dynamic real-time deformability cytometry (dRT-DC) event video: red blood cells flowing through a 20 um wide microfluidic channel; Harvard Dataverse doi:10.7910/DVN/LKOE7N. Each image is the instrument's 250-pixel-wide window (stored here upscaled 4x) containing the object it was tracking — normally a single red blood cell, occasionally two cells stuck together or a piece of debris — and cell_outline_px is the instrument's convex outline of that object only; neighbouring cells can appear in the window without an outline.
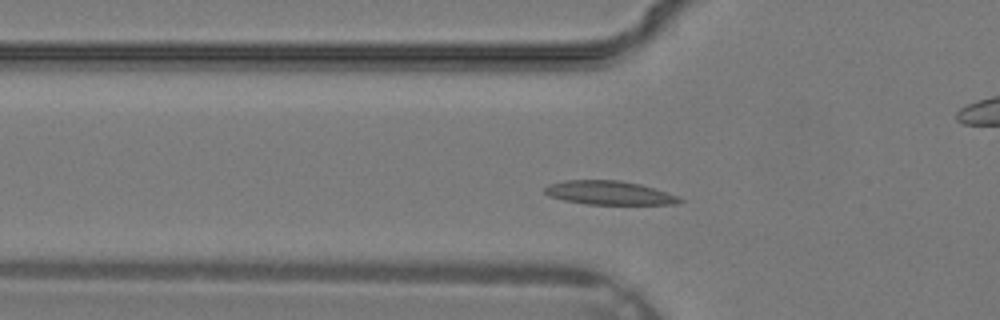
{"species": "common noctule bat (a hibernating species)", "species_latin": "Nyctalus noctula", "temperature_condition": "warm", "stored_images_in_passage": 32, "camera_frame_rate_fps": 3000, "um_per_image_px": 0.085, "animal": {"sex": "male", "body_mass_g": 19.2, "forearm_length_mm": 51.8}, "frame": {"image": 1, "passage_image": 7, "time_ms": 2.0, "image_size_px": [1000, 320], "cell_outline_px": [[684, 200], [676, 204], [588, 204], [564, 200], [548, 196], [544, 192], [544, 188], [548, 184], [564, 180], [620, 180], [640, 184], [676, 196]], "centroid_in_image_um": [51.71, 16.38], "position_along_channel_um": 74.1, "area_um2": 18.5}}
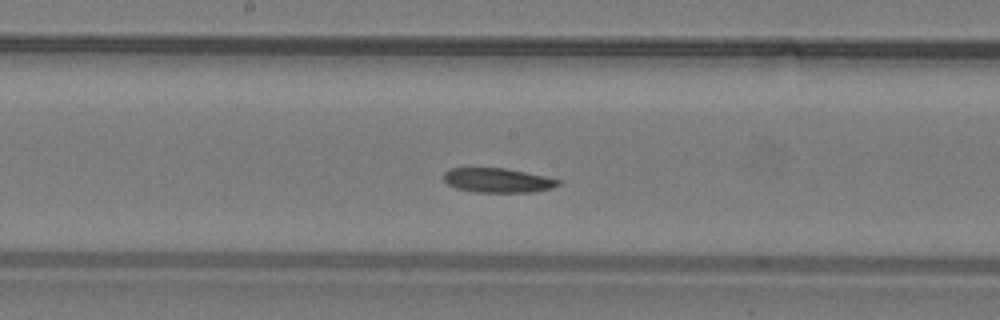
{"frame": {"image": 2, "passage_image": 14, "time_ms": 4.333, "image_size_px": [1000, 320], "cell_outline_px": [[560, 184], [552, 188], [528, 192], [476, 192], [456, 188], [448, 184], [444, 180], [444, 172], [448, 168], [504, 168], [544, 176], [560, 180]], "centroid_in_image_um": [42.27, 15.32], "position_along_channel_um": 205.9, "area_um2": 16.13}}
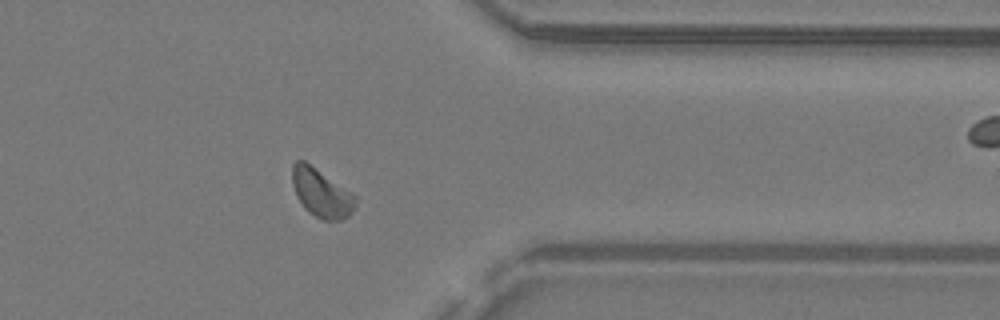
{"frame": {"image": 3, "passage_image": 24, "time_ms": 7.667, "image_size_px": [1000, 320], "cell_outline_px": [[356, 208], [348, 216], [340, 220], [324, 220], [308, 212], [304, 208], [296, 196], [292, 184], [292, 164], [296, 160], [304, 160], [356, 196]], "centroid_in_image_um": [27.29, 16.41], "position_along_channel_um": 384.1, "area_um2": 17.69}}